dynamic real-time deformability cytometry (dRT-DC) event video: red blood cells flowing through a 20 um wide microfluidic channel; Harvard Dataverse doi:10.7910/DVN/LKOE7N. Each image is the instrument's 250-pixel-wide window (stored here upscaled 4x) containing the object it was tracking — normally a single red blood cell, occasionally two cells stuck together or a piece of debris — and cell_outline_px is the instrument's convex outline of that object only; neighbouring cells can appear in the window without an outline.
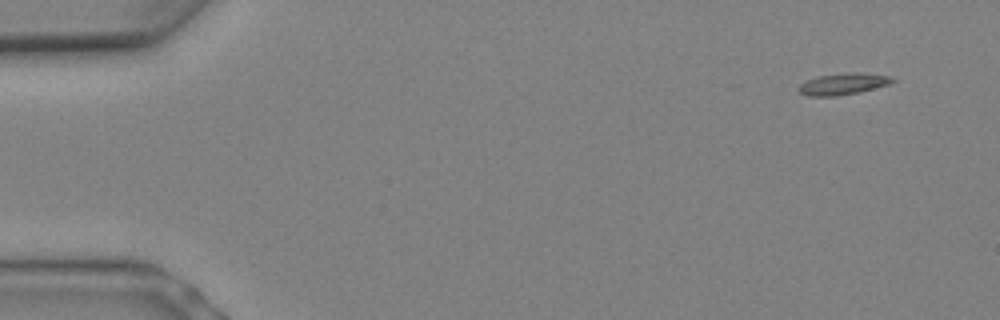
{"species": "Egyptian fruit bat (a non-hibernating species)", "species_latin": "Rousettus aegyptiacus", "temperature_condition": "warm", "stored_images_in_passage": 9, "camera_frame_rate_fps": 3000, "um_per_image_px": 0.085, "animal": {"sex": "female"}, "frame": {"image": 1, "passage_image": 1, "time_ms": 0.0, "image_size_px": [1000, 320], "cell_outline_px": [[896, 80], [888, 84], [860, 92], [836, 96], [808, 96], [800, 92], [800, 84], [816, 76], [848, 72], [860, 72], [892, 76]], "centroid_in_image_um": [71.7, 7.12], "position_along_channel_um": 13.3, "area_um2": 11.73}}
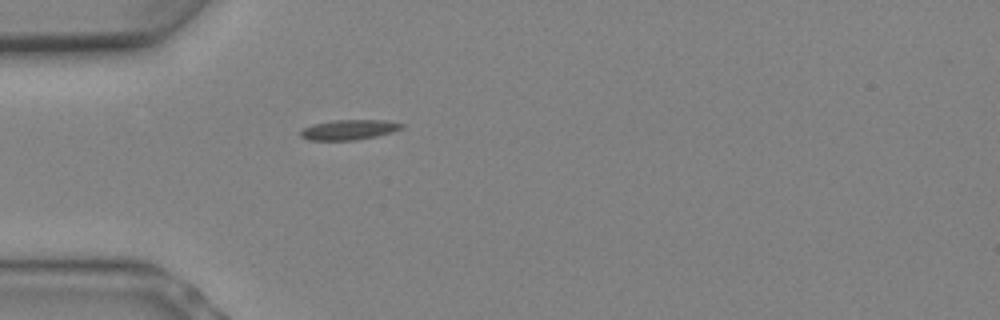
{"frame": {"image": 2, "passage_image": 6, "time_ms": 1.667, "image_size_px": [1000, 320], "cell_outline_px": [[404, 128], [392, 132], [376, 136], [356, 140], [308, 140], [300, 136], [300, 132], [304, 128], [312, 124], [332, 120], [388, 120], [404, 124]], "centroid_in_image_um": [29.68, 11.02], "position_along_channel_um": 55.3, "area_um2": 11.91}}